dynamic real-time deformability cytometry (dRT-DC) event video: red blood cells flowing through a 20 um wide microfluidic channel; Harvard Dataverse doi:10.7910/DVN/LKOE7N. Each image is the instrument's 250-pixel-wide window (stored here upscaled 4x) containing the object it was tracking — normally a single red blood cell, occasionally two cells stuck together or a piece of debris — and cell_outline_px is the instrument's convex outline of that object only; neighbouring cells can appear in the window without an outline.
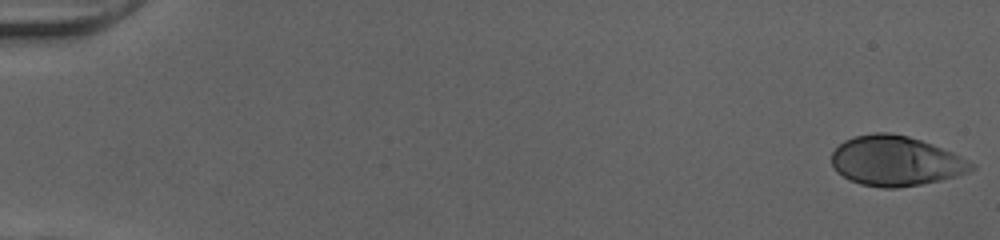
{"species": "human", "species_latin": "Homo sapiens", "temperature_condition": "cold", "stored_images_in_passage": 50, "camera_frame_rate_fps": 3000, "um_per_image_px": 0.085, "donor": {"sex": "female"}, "frame": {"image": 1, "passage_image": 1, "time_ms": 0.0, "image_size_px": [1000, 240], "cell_outline_px": [[976, 168], [968, 172], [956, 176], [940, 180], [920, 184], [896, 188], [884, 188], [860, 184], [848, 180], [836, 172], [832, 164], [832, 152], [844, 140], [856, 136], [876, 132], [888, 132], [908, 136], [932, 144], [952, 152], [976, 164]], "centroid_in_image_um": [76.12, 13.69], "position_along_channel_um": 8.9, "area_um2": 40.63}}
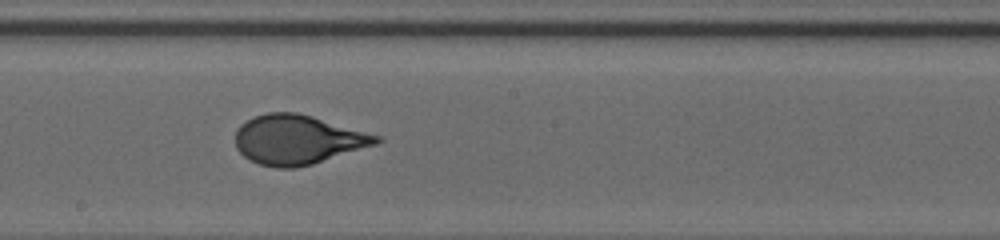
{"frame": {"image": 2, "passage_image": 30, "time_ms": 9.667, "image_size_px": [1000, 240], "cell_outline_px": [[384, 140], [376, 144], [312, 164], [296, 168], [276, 168], [260, 164], [248, 160], [236, 148], [236, 132], [240, 124], [256, 116], [268, 112], [296, 112], [312, 116], [380, 136]], "centroid_in_image_um": [25.28, 11.88], "position_along_channel_um": 222.9, "area_um2": 40.29}}
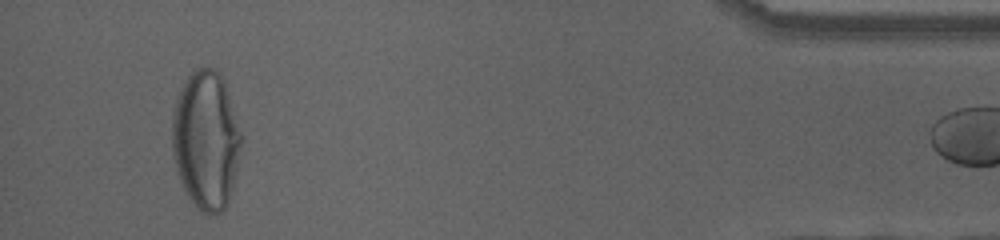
{"frame": {"image": 3, "passage_image": 49, "time_ms": 16.0, "image_size_px": [1000, 240], "cell_outline_px": [[244, 136], [232, 188], [228, 200], [224, 208], [220, 212], [200, 212], [196, 208], [188, 196], [176, 172], [172, 152], [172, 112], [180, 88], [188, 76], [196, 68], [204, 64], [220, 72], [224, 80]], "centroid_in_image_um": [17.51, 11.85], "position_along_channel_um": 417.7, "area_um2": 56.47}}